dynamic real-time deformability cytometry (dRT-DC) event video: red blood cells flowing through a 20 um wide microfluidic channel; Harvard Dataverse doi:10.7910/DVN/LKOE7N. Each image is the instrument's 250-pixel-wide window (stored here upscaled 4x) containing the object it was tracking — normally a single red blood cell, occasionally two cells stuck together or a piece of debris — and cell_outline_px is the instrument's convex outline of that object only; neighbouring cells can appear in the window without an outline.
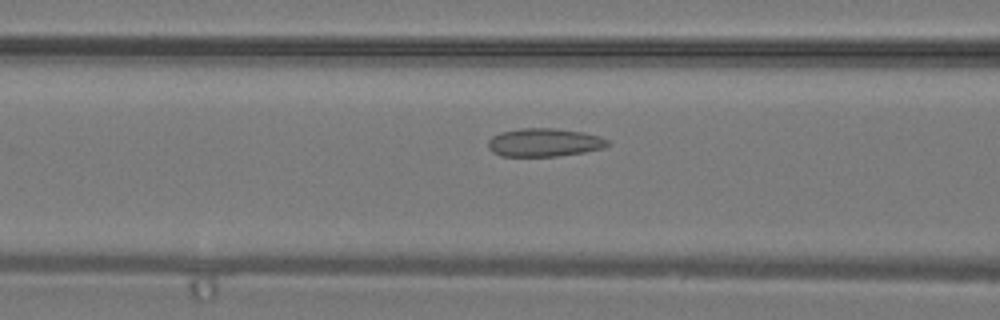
{"species": "common noctule bat (a hibernating species)", "species_latin": "Nyctalus noctula", "temperature_condition": "warm", "stored_images_in_passage": 31, "camera_frame_rate_fps": 3000, "um_per_image_px": 0.085, "animal": {"sex": "male", "body_mass_g": 19.2, "forearm_length_mm": 51.8}, "frame": {"image": 1, "passage_image": 8, "time_ms": 2.333, "image_size_px": [1000, 320], "cell_outline_px": [[612, 144], [604, 148], [584, 152], [556, 156], [500, 156], [492, 152], [488, 148], [488, 140], [492, 136], [500, 132], [520, 128], [556, 128], [584, 132], [600, 136], [608, 140]], "centroid_in_image_um": [46.27, 12.1], "position_along_channel_um": 120.3, "area_um2": 19.94}}
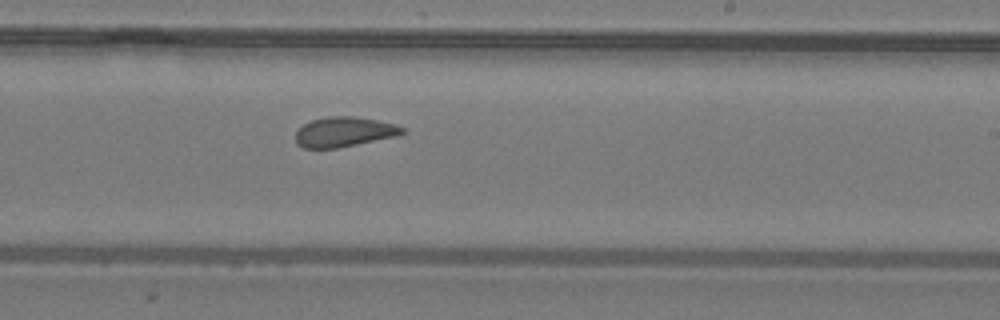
{"frame": {"image": 2, "passage_image": 16, "time_ms": 5.0, "image_size_px": [1000, 320], "cell_outline_px": [[408, 132], [400, 136], [336, 148], [304, 148], [296, 144], [296, 132], [304, 124], [312, 120], [328, 116], [352, 116], [376, 120], [396, 124], [404, 128]], "centroid_in_image_um": [29.3, 11.21], "position_along_channel_um": 259.7, "area_um2": 18.73}}
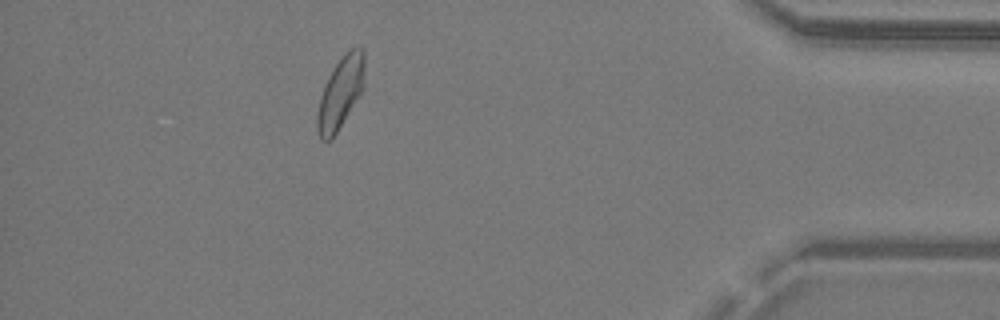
{"frame": {"image": 3, "passage_image": 27, "time_ms": 8.667, "image_size_px": [1000, 320], "cell_outline_px": [[364, 88], [332, 140], [320, 140], [316, 128], [316, 116], [320, 96], [324, 84], [328, 76], [336, 64], [352, 48], [364, 48]], "centroid_in_image_um": [28.92, 7.94], "position_along_channel_um": 406.3, "area_um2": 19.71}}